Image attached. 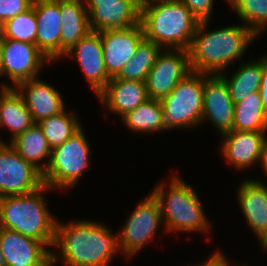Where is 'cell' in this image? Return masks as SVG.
<instances>
[{"instance_id": "6da1fadb", "label": "cell", "mask_w": 267, "mask_h": 266, "mask_svg": "<svg viewBox=\"0 0 267 266\" xmlns=\"http://www.w3.org/2000/svg\"><path fill=\"white\" fill-rule=\"evenodd\" d=\"M58 222L54 246L61 248L62 259L68 266H109L114 253L120 250L118 235L101 223Z\"/></svg>"}, {"instance_id": "7a4b0ae2", "label": "cell", "mask_w": 267, "mask_h": 266, "mask_svg": "<svg viewBox=\"0 0 267 266\" xmlns=\"http://www.w3.org/2000/svg\"><path fill=\"white\" fill-rule=\"evenodd\" d=\"M209 21H200L188 49L192 71L220 74L244 54L257 36L245 25L206 32ZM206 32V33H205Z\"/></svg>"}, {"instance_id": "3957f363", "label": "cell", "mask_w": 267, "mask_h": 266, "mask_svg": "<svg viewBox=\"0 0 267 266\" xmlns=\"http://www.w3.org/2000/svg\"><path fill=\"white\" fill-rule=\"evenodd\" d=\"M144 38L164 48L188 50L199 21L180 0H161L141 7Z\"/></svg>"}, {"instance_id": "277c9868", "label": "cell", "mask_w": 267, "mask_h": 266, "mask_svg": "<svg viewBox=\"0 0 267 266\" xmlns=\"http://www.w3.org/2000/svg\"><path fill=\"white\" fill-rule=\"evenodd\" d=\"M49 189L43 185L29 194L0 198V228L19 232L47 247L54 245L57 221L48 212L42 195Z\"/></svg>"}, {"instance_id": "5b68a950", "label": "cell", "mask_w": 267, "mask_h": 266, "mask_svg": "<svg viewBox=\"0 0 267 266\" xmlns=\"http://www.w3.org/2000/svg\"><path fill=\"white\" fill-rule=\"evenodd\" d=\"M171 179L168 192L163 183L152 192L159 202L167 231L209 230V223L197 193L180 178L173 176Z\"/></svg>"}, {"instance_id": "8992f818", "label": "cell", "mask_w": 267, "mask_h": 266, "mask_svg": "<svg viewBox=\"0 0 267 266\" xmlns=\"http://www.w3.org/2000/svg\"><path fill=\"white\" fill-rule=\"evenodd\" d=\"M90 147L82 127L62 145L51 150V157L43 166L44 185L52 188H68L76 184L90 165Z\"/></svg>"}, {"instance_id": "52a82bcc", "label": "cell", "mask_w": 267, "mask_h": 266, "mask_svg": "<svg viewBox=\"0 0 267 266\" xmlns=\"http://www.w3.org/2000/svg\"><path fill=\"white\" fill-rule=\"evenodd\" d=\"M205 73L192 71L160 100L167 130L202 123Z\"/></svg>"}, {"instance_id": "ba28073f", "label": "cell", "mask_w": 267, "mask_h": 266, "mask_svg": "<svg viewBox=\"0 0 267 266\" xmlns=\"http://www.w3.org/2000/svg\"><path fill=\"white\" fill-rule=\"evenodd\" d=\"M42 173L8 143H0V198L29 194L43 186Z\"/></svg>"}, {"instance_id": "9c48e42d", "label": "cell", "mask_w": 267, "mask_h": 266, "mask_svg": "<svg viewBox=\"0 0 267 266\" xmlns=\"http://www.w3.org/2000/svg\"><path fill=\"white\" fill-rule=\"evenodd\" d=\"M162 219L159 202L151 193L134 209L118 236L120 251L130 258L139 252L154 237Z\"/></svg>"}, {"instance_id": "30bf717a", "label": "cell", "mask_w": 267, "mask_h": 266, "mask_svg": "<svg viewBox=\"0 0 267 266\" xmlns=\"http://www.w3.org/2000/svg\"><path fill=\"white\" fill-rule=\"evenodd\" d=\"M165 51L158 54L145 81L148 97L155 100L169 95L192 72L188 50L165 48Z\"/></svg>"}, {"instance_id": "8fae6325", "label": "cell", "mask_w": 267, "mask_h": 266, "mask_svg": "<svg viewBox=\"0 0 267 266\" xmlns=\"http://www.w3.org/2000/svg\"><path fill=\"white\" fill-rule=\"evenodd\" d=\"M47 57L33 43L3 38V57L0 75H8L15 87L38 77Z\"/></svg>"}, {"instance_id": "7c38bea8", "label": "cell", "mask_w": 267, "mask_h": 266, "mask_svg": "<svg viewBox=\"0 0 267 266\" xmlns=\"http://www.w3.org/2000/svg\"><path fill=\"white\" fill-rule=\"evenodd\" d=\"M103 59L110 78L116 77L124 65L134 56L144 39L141 23L132 27L109 29L100 32Z\"/></svg>"}, {"instance_id": "4fadbf2b", "label": "cell", "mask_w": 267, "mask_h": 266, "mask_svg": "<svg viewBox=\"0 0 267 266\" xmlns=\"http://www.w3.org/2000/svg\"><path fill=\"white\" fill-rule=\"evenodd\" d=\"M235 104L233 103L223 72L206 74L203 90L202 122L207 119L220 134L233 130Z\"/></svg>"}, {"instance_id": "5bb4252c", "label": "cell", "mask_w": 267, "mask_h": 266, "mask_svg": "<svg viewBox=\"0 0 267 266\" xmlns=\"http://www.w3.org/2000/svg\"><path fill=\"white\" fill-rule=\"evenodd\" d=\"M75 56L77 62L90 83L94 93L98 95L111 80L103 59V48L100 32L90 31L77 44L72 46L64 56Z\"/></svg>"}, {"instance_id": "9a60e30c", "label": "cell", "mask_w": 267, "mask_h": 266, "mask_svg": "<svg viewBox=\"0 0 267 266\" xmlns=\"http://www.w3.org/2000/svg\"><path fill=\"white\" fill-rule=\"evenodd\" d=\"M37 19L36 46L49 62L61 57V14L59 0H33Z\"/></svg>"}, {"instance_id": "2e32d148", "label": "cell", "mask_w": 267, "mask_h": 266, "mask_svg": "<svg viewBox=\"0 0 267 266\" xmlns=\"http://www.w3.org/2000/svg\"><path fill=\"white\" fill-rule=\"evenodd\" d=\"M238 200L247 224L267 251V186L259 180H246L238 190Z\"/></svg>"}, {"instance_id": "e0dca14e", "label": "cell", "mask_w": 267, "mask_h": 266, "mask_svg": "<svg viewBox=\"0 0 267 266\" xmlns=\"http://www.w3.org/2000/svg\"><path fill=\"white\" fill-rule=\"evenodd\" d=\"M15 88L22 95L35 123L65 110L59 92L49 84L40 81L38 77L23 81Z\"/></svg>"}, {"instance_id": "ac0fdd59", "label": "cell", "mask_w": 267, "mask_h": 266, "mask_svg": "<svg viewBox=\"0 0 267 266\" xmlns=\"http://www.w3.org/2000/svg\"><path fill=\"white\" fill-rule=\"evenodd\" d=\"M0 246L5 266H37L50 251L41 241L4 228H0Z\"/></svg>"}, {"instance_id": "d6986e66", "label": "cell", "mask_w": 267, "mask_h": 266, "mask_svg": "<svg viewBox=\"0 0 267 266\" xmlns=\"http://www.w3.org/2000/svg\"><path fill=\"white\" fill-rule=\"evenodd\" d=\"M266 132L229 131L222 134V154L234 167L245 169L260 161Z\"/></svg>"}, {"instance_id": "ffe728a7", "label": "cell", "mask_w": 267, "mask_h": 266, "mask_svg": "<svg viewBox=\"0 0 267 266\" xmlns=\"http://www.w3.org/2000/svg\"><path fill=\"white\" fill-rule=\"evenodd\" d=\"M98 97L108 110L121 117L149 99L145 82L122 79H111Z\"/></svg>"}, {"instance_id": "44dd1931", "label": "cell", "mask_w": 267, "mask_h": 266, "mask_svg": "<svg viewBox=\"0 0 267 266\" xmlns=\"http://www.w3.org/2000/svg\"><path fill=\"white\" fill-rule=\"evenodd\" d=\"M86 10L91 31L121 29L140 23L138 4H99V7H86Z\"/></svg>"}, {"instance_id": "7402d4cb", "label": "cell", "mask_w": 267, "mask_h": 266, "mask_svg": "<svg viewBox=\"0 0 267 266\" xmlns=\"http://www.w3.org/2000/svg\"><path fill=\"white\" fill-rule=\"evenodd\" d=\"M84 0H59L61 14V56L89 33V17Z\"/></svg>"}, {"instance_id": "603a6c76", "label": "cell", "mask_w": 267, "mask_h": 266, "mask_svg": "<svg viewBox=\"0 0 267 266\" xmlns=\"http://www.w3.org/2000/svg\"><path fill=\"white\" fill-rule=\"evenodd\" d=\"M0 95V127L7 128L12 132L14 139L24 132L35 122L28 111L22 95L18 90L6 84L1 86Z\"/></svg>"}, {"instance_id": "cb8c5ba5", "label": "cell", "mask_w": 267, "mask_h": 266, "mask_svg": "<svg viewBox=\"0 0 267 266\" xmlns=\"http://www.w3.org/2000/svg\"><path fill=\"white\" fill-rule=\"evenodd\" d=\"M233 130L267 132V113L259 91L247 95L235 104Z\"/></svg>"}, {"instance_id": "d4e9b609", "label": "cell", "mask_w": 267, "mask_h": 266, "mask_svg": "<svg viewBox=\"0 0 267 266\" xmlns=\"http://www.w3.org/2000/svg\"><path fill=\"white\" fill-rule=\"evenodd\" d=\"M10 145L27 162L43 173V167L38 163L47 156V158L51 157V148L38 123H34L24 132L18 134L10 141Z\"/></svg>"}, {"instance_id": "484cf974", "label": "cell", "mask_w": 267, "mask_h": 266, "mask_svg": "<svg viewBox=\"0 0 267 266\" xmlns=\"http://www.w3.org/2000/svg\"><path fill=\"white\" fill-rule=\"evenodd\" d=\"M121 118L130 130L136 132L167 130L160 100L149 98Z\"/></svg>"}, {"instance_id": "4316f807", "label": "cell", "mask_w": 267, "mask_h": 266, "mask_svg": "<svg viewBox=\"0 0 267 266\" xmlns=\"http://www.w3.org/2000/svg\"><path fill=\"white\" fill-rule=\"evenodd\" d=\"M262 73L263 57L256 62L242 64L229 80L223 75L234 104L242 101L247 95L259 91Z\"/></svg>"}, {"instance_id": "83f0119b", "label": "cell", "mask_w": 267, "mask_h": 266, "mask_svg": "<svg viewBox=\"0 0 267 266\" xmlns=\"http://www.w3.org/2000/svg\"><path fill=\"white\" fill-rule=\"evenodd\" d=\"M161 49L156 43L144 38L134 56L123 66L119 74L111 79L145 82Z\"/></svg>"}, {"instance_id": "f1b7e54d", "label": "cell", "mask_w": 267, "mask_h": 266, "mask_svg": "<svg viewBox=\"0 0 267 266\" xmlns=\"http://www.w3.org/2000/svg\"><path fill=\"white\" fill-rule=\"evenodd\" d=\"M65 111L37 122L51 150L62 145L82 127L74 114L68 115V112L66 113Z\"/></svg>"}, {"instance_id": "f546056e", "label": "cell", "mask_w": 267, "mask_h": 266, "mask_svg": "<svg viewBox=\"0 0 267 266\" xmlns=\"http://www.w3.org/2000/svg\"><path fill=\"white\" fill-rule=\"evenodd\" d=\"M37 19L33 6L3 24L2 38L36 45Z\"/></svg>"}, {"instance_id": "4dcf8cb0", "label": "cell", "mask_w": 267, "mask_h": 266, "mask_svg": "<svg viewBox=\"0 0 267 266\" xmlns=\"http://www.w3.org/2000/svg\"><path fill=\"white\" fill-rule=\"evenodd\" d=\"M237 15L257 36L267 27V0H228ZM266 26V27H265Z\"/></svg>"}, {"instance_id": "1f68e13d", "label": "cell", "mask_w": 267, "mask_h": 266, "mask_svg": "<svg viewBox=\"0 0 267 266\" xmlns=\"http://www.w3.org/2000/svg\"><path fill=\"white\" fill-rule=\"evenodd\" d=\"M33 0H0V22L4 24L7 20L28 10Z\"/></svg>"}, {"instance_id": "d6a6232c", "label": "cell", "mask_w": 267, "mask_h": 266, "mask_svg": "<svg viewBox=\"0 0 267 266\" xmlns=\"http://www.w3.org/2000/svg\"><path fill=\"white\" fill-rule=\"evenodd\" d=\"M200 21H209L212 15L214 0H180Z\"/></svg>"}, {"instance_id": "836d02e7", "label": "cell", "mask_w": 267, "mask_h": 266, "mask_svg": "<svg viewBox=\"0 0 267 266\" xmlns=\"http://www.w3.org/2000/svg\"><path fill=\"white\" fill-rule=\"evenodd\" d=\"M259 93L262 99L263 107L267 113V55L263 57V73Z\"/></svg>"}, {"instance_id": "e575fe53", "label": "cell", "mask_w": 267, "mask_h": 266, "mask_svg": "<svg viewBox=\"0 0 267 266\" xmlns=\"http://www.w3.org/2000/svg\"><path fill=\"white\" fill-rule=\"evenodd\" d=\"M85 7H99V4H137L135 0H84Z\"/></svg>"}, {"instance_id": "d590c367", "label": "cell", "mask_w": 267, "mask_h": 266, "mask_svg": "<svg viewBox=\"0 0 267 266\" xmlns=\"http://www.w3.org/2000/svg\"><path fill=\"white\" fill-rule=\"evenodd\" d=\"M197 266V265H196ZM199 266H224V256L220 251L215 252L210 258L204 263V265Z\"/></svg>"}, {"instance_id": "8d00e7d4", "label": "cell", "mask_w": 267, "mask_h": 266, "mask_svg": "<svg viewBox=\"0 0 267 266\" xmlns=\"http://www.w3.org/2000/svg\"><path fill=\"white\" fill-rule=\"evenodd\" d=\"M57 262V255L55 252L49 251L39 262L37 266H53Z\"/></svg>"}, {"instance_id": "74e56055", "label": "cell", "mask_w": 267, "mask_h": 266, "mask_svg": "<svg viewBox=\"0 0 267 266\" xmlns=\"http://www.w3.org/2000/svg\"><path fill=\"white\" fill-rule=\"evenodd\" d=\"M260 163H261L262 168L264 169L265 173H267V136H266L264 143H263V146H262Z\"/></svg>"}, {"instance_id": "f35d334b", "label": "cell", "mask_w": 267, "mask_h": 266, "mask_svg": "<svg viewBox=\"0 0 267 266\" xmlns=\"http://www.w3.org/2000/svg\"><path fill=\"white\" fill-rule=\"evenodd\" d=\"M135 1L140 7H143L144 5H147L149 3L161 1V0H135Z\"/></svg>"}, {"instance_id": "ab89813d", "label": "cell", "mask_w": 267, "mask_h": 266, "mask_svg": "<svg viewBox=\"0 0 267 266\" xmlns=\"http://www.w3.org/2000/svg\"><path fill=\"white\" fill-rule=\"evenodd\" d=\"M2 57H3V38L0 37V68L2 63Z\"/></svg>"}, {"instance_id": "60d3db41", "label": "cell", "mask_w": 267, "mask_h": 266, "mask_svg": "<svg viewBox=\"0 0 267 266\" xmlns=\"http://www.w3.org/2000/svg\"><path fill=\"white\" fill-rule=\"evenodd\" d=\"M0 266H5L3 252H2L1 246H0Z\"/></svg>"}, {"instance_id": "b9f144b4", "label": "cell", "mask_w": 267, "mask_h": 266, "mask_svg": "<svg viewBox=\"0 0 267 266\" xmlns=\"http://www.w3.org/2000/svg\"><path fill=\"white\" fill-rule=\"evenodd\" d=\"M3 35V24L0 22V37Z\"/></svg>"}, {"instance_id": "7bdbcfd3", "label": "cell", "mask_w": 267, "mask_h": 266, "mask_svg": "<svg viewBox=\"0 0 267 266\" xmlns=\"http://www.w3.org/2000/svg\"><path fill=\"white\" fill-rule=\"evenodd\" d=\"M229 263H228V261L226 260V258L224 257V266H230V265H228Z\"/></svg>"}]
</instances>
